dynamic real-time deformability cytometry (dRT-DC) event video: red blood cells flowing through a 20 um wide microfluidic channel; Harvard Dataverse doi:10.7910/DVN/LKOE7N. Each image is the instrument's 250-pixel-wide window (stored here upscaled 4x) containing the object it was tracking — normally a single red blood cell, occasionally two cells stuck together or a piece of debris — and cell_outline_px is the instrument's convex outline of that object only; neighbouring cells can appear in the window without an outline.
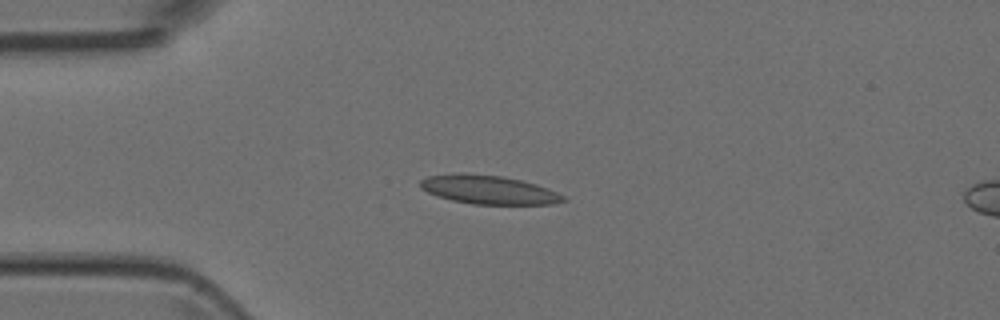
{"species": "Egyptian fruit bat (a non-hibernating species)", "species_latin": "Rousettus aegyptiacus", "temperature_condition": "room temperature", "stored_images_in_passage": 5, "camera_frame_rate_fps": 3000, "um_per_image_px": 0.085, "animal": {"sex": "female"}, "frame": {"image": 1, "passage_image": 4, "time_ms": 3.333, "image_size_px": [1000, 320], "cell_outline_px": [[568, 200], [552, 204], [472, 204], [452, 200], [436, 196], [420, 188], [420, 180], [428, 176], [456, 172], [464, 172], [500, 176], [520, 180], [536, 184], [548, 188], [564, 196]], "centroid_in_image_um": [41.5, 16.12], "position_along_channel_um": 43.5, "area_um2": 24.04}}